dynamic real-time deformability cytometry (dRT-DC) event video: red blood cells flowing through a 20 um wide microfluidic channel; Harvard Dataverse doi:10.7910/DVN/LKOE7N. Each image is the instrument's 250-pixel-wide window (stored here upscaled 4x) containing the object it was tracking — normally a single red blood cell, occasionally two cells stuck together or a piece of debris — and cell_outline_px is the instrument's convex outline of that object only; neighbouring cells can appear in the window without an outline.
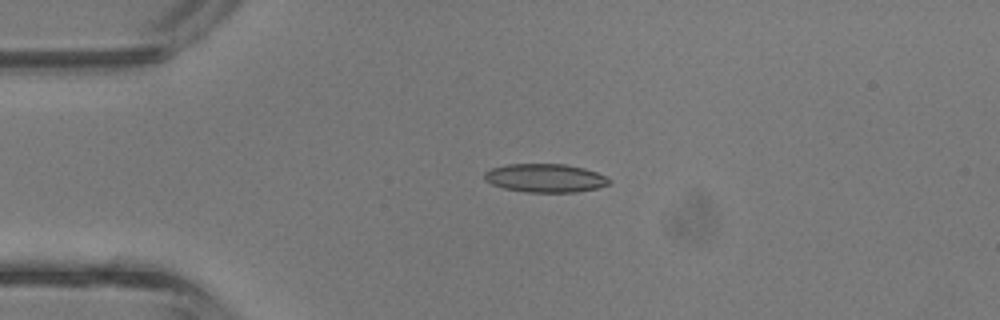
{"species": "common noctule bat (a hibernating species)", "species_latin": "Nyctalus noctula", "temperature_condition": "room temperature", "stored_images_in_passage": 2, "camera_frame_rate_fps": 3000, "um_per_image_px": 0.085, "animal": {"sex": "male", "body_mass_g": 13.3}, "frame": {"image": 1, "passage_image": 1, "time_ms": 0.0, "image_size_px": [1000, 320], "cell_outline_px": [[612, 180], [608, 184], [596, 188], [576, 192], [528, 192], [504, 188], [492, 184], [484, 180], [484, 172], [492, 168], [508, 164], [564, 164], [584, 168], [596, 172]], "centroid_in_image_um": [46.33, 15.13], "position_along_channel_um": 38.7, "area_um2": 20.58}}
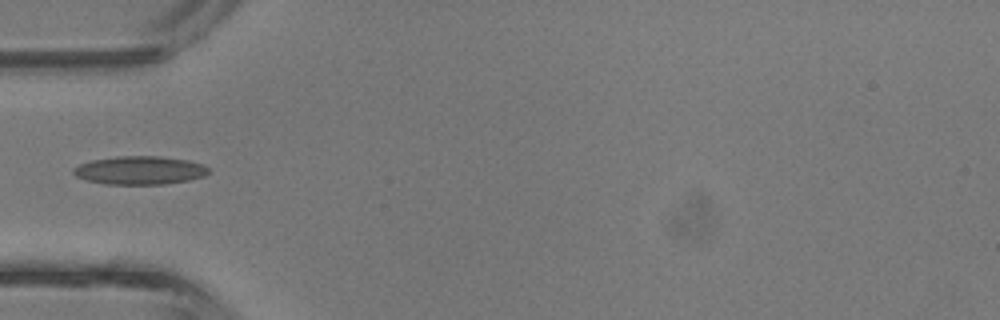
{"frame": {"image": 2, "passage_image": 2, "time_ms": 0.333, "image_size_px": [1000, 320], "cell_outline_px": [[208, 172], [204, 176], [188, 180], [164, 184], [108, 184], [88, 180], [76, 176], [72, 172], [72, 168], [80, 164], [92, 160], [116, 156], [160, 156], [188, 160], [204, 164], [208, 168]], "centroid_in_image_um": [11.88, 14.47], "position_along_channel_um": 73.1, "area_um2": 22.25}}